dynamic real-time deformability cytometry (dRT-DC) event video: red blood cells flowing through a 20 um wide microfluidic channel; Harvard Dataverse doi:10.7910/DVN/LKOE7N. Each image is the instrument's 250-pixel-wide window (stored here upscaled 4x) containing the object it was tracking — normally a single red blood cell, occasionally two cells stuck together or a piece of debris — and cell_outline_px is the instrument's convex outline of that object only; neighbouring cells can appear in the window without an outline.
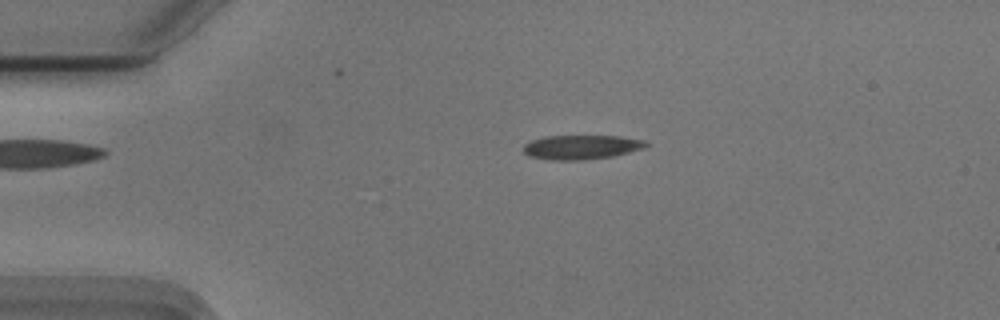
{"species": "Egyptian fruit bat (a non-hibernating species)", "species_latin": "Rousettus aegyptiacus", "temperature_condition": "cold", "stored_images_in_passage": 48, "camera_frame_rate_fps": 3000, "um_per_image_px": 0.085, "animal": {"sex": "male"}, "frame": {"image": 1, "passage_image": 5, "time_ms": 1.333, "image_size_px": [1000, 320], "cell_outline_px": [[648, 144], [644, 148], [612, 156], [584, 160], [552, 160], [528, 156], [524, 152], [524, 144], [532, 140], [544, 136], [620, 136], [644, 140]], "centroid_in_image_um": [49.39, 12.5], "position_along_channel_um": 35.6, "area_um2": 17.28}}
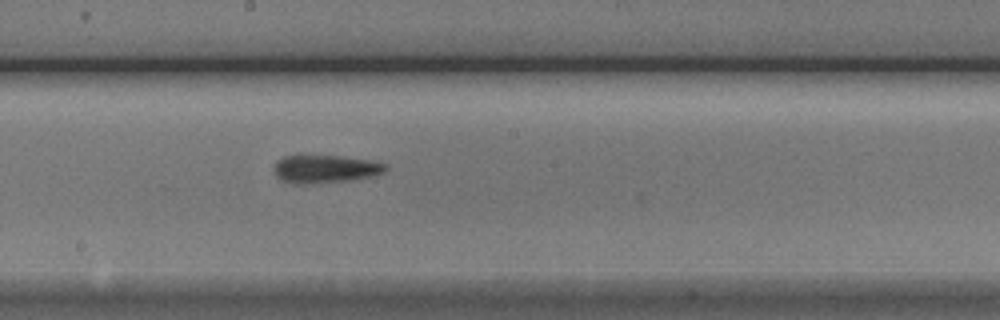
{"frame": {"image": 2, "passage_image": 23, "time_ms": 7.333, "image_size_px": [1000, 320], "cell_outline_px": [[388, 168], [384, 172], [372, 176], [348, 180], [304, 184], [296, 184], [280, 180], [276, 176], [276, 164], [284, 156], [336, 156], [368, 160], [388, 164]], "centroid_in_image_um": [27.68, 14.37], "position_along_channel_um": 220.5, "area_um2": 17.74}}
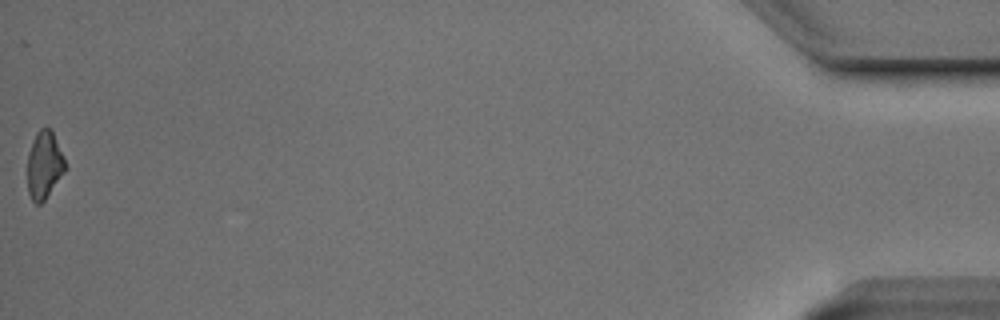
{"frame": {"image": 3, "passage_image": 48, "time_ms": 15.667, "image_size_px": [1000, 320], "cell_outline_px": [[68, 168], [44, 200], [40, 204], [36, 204], [32, 200], [28, 192], [28, 152], [32, 140], [36, 132], [40, 128], [48, 128], [52, 132]], "centroid_in_image_um": [3.76, 14.04], "position_along_channel_um": 431.4, "area_um2": 14.74}, "authors_computed_cell_mechanics": {"area_um2": 17.2244, "velocity_mm_per_s": 3.735, "shape_relaxation_time_tau1_ms": 8.4901, "shape_relaxation_time_tau2_ms": null, "deformation_change_tau1": 0.1814, "deformation_change_tau2": null}}